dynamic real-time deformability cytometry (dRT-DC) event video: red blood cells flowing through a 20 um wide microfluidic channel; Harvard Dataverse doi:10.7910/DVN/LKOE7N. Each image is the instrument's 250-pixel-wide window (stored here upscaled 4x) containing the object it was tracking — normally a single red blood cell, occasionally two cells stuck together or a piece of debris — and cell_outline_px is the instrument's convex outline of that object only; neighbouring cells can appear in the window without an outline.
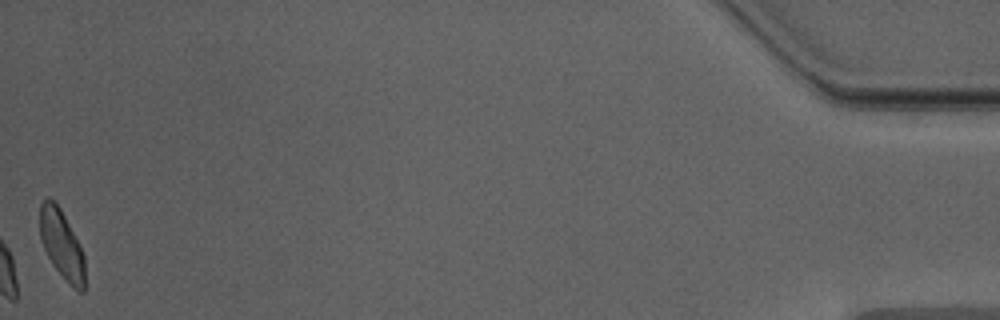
{"species": "Egyptian fruit bat (a non-hibernating species)", "species_latin": "Rousettus aegyptiacus", "temperature_condition": "warm", "stored_images_in_passage": 39, "camera_frame_rate_fps": 3000, "um_per_image_px": 0.085, "animal": {"sex": "male"}, "frame": {"image": 1, "passage_image": 39, "time_ms": 12.667, "image_size_px": [1000, 320], "cell_outline_px": [[84, 292], [80, 292], [72, 288], [52, 264], [40, 240], [40, 204], [48, 196], [60, 208], [84, 256]], "centroid_in_image_um": [5.22, 20.81], "position_along_channel_um": 430.0, "area_um2": 17.63}, "authors_computed_cell_mechanics": {"area_um2": 19.8254, "velocity_mm_per_s": 3.9635, "shape_relaxation_time_tau1_ms": 6.3547, "shape_relaxation_time_tau2_ms": 1.1433, "deformation_change_tau1": 0.1741, "deformation_change_tau2": 0.0635}}